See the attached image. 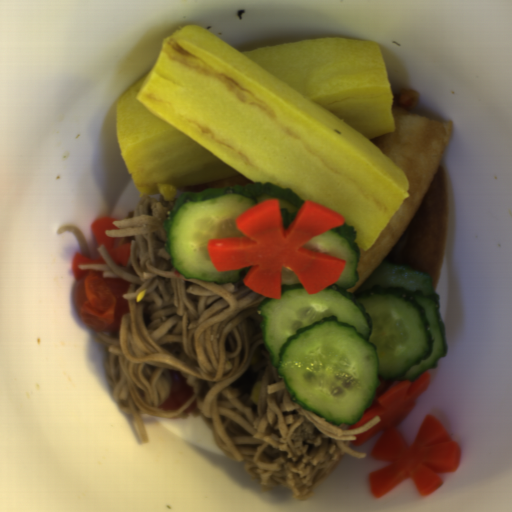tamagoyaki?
<instances>
[{
	"label": "tamagoyaki",
	"instance_id": "81b7327e",
	"mask_svg": "<svg viewBox=\"0 0 512 512\" xmlns=\"http://www.w3.org/2000/svg\"><path fill=\"white\" fill-rule=\"evenodd\" d=\"M377 42L319 38L241 52L200 26L163 40L115 106L122 159L144 196L232 176L291 189L353 226L369 250L410 196L370 140L394 133Z\"/></svg>",
	"mask_w": 512,
	"mask_h": 512
}]
</instances>
